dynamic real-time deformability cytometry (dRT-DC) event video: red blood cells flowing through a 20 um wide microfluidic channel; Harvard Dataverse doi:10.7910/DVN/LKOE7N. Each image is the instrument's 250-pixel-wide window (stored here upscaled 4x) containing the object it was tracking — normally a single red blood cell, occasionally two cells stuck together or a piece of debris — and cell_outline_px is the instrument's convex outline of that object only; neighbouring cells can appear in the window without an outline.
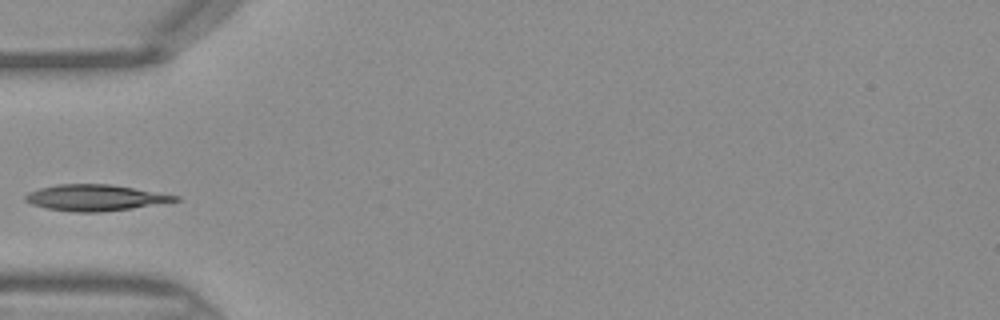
{"species": "Egyptian fruit bat (a non-hibernating species)", "species_latin": "Rousettus aegyptiacus", "temperature_condition": "warm", "stored_images_in_passage": 25, "camera_frame_rate_fps": 3000, "um_per_image_px": 0.085, "frame": {"image": 1, "passage_image": 1, "time_ms": 0.0, "image_size_px": [1000, 320], "cell_outline_px": [[184, 200], [132, 208], [100, 212], [76, 212], [48, 208], [32, 204], [24, 200], [24, 196], [28, 192], [40, 188], [60, 184], [112, 184], [180, 196]], "centroid_in_image_um": [8.14, 16.8], "position_along_channel_um": 76.9, "area_um2": 22.77}}
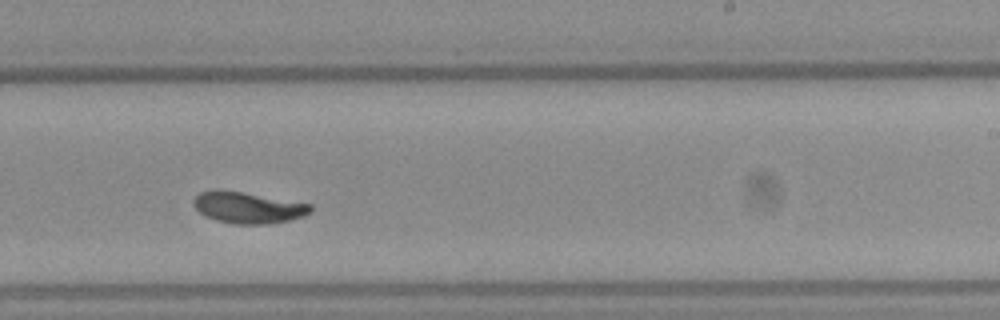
{"frame": {"image": 2, "passage_image": 14, "time_ms": 4.333, "image_size_px": [1000, 320], "cell_outline_px": [[312, 212], [304, 216], [292, 220], [268, 224], [236, 224], [216, 220], [204, 216], [192, 204], [192, 200], [200, 192], [240, 192], [312, 204]], "centroid_in_image_um": [21.14, 17.68], "position_along_channel_um": 267.9, "area_um2": 20.92}}
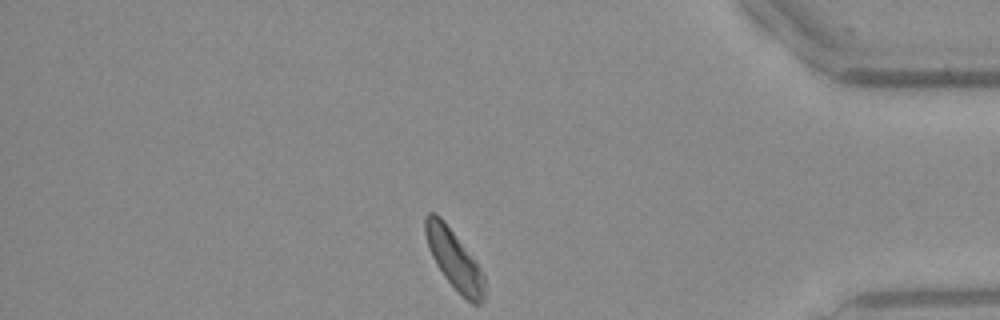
{"frame": {"image": 3, "passage_image": 25, "time_ms": 8.0, "image_size_px": [1000, 320], "cell_outline_px": [[484, 300], [480, 304], [472, 304], [456, 292], [444, 276], [436, 264], [428, 248], [424, 232], [424, 216], [428, 212], [436, 212], [444, 220], [476, 264], [484, 276]], "centroid_in_image_um": [38.55, 22.05], "position_along_channel_um": 396.6, "area_um2": 20.23}}